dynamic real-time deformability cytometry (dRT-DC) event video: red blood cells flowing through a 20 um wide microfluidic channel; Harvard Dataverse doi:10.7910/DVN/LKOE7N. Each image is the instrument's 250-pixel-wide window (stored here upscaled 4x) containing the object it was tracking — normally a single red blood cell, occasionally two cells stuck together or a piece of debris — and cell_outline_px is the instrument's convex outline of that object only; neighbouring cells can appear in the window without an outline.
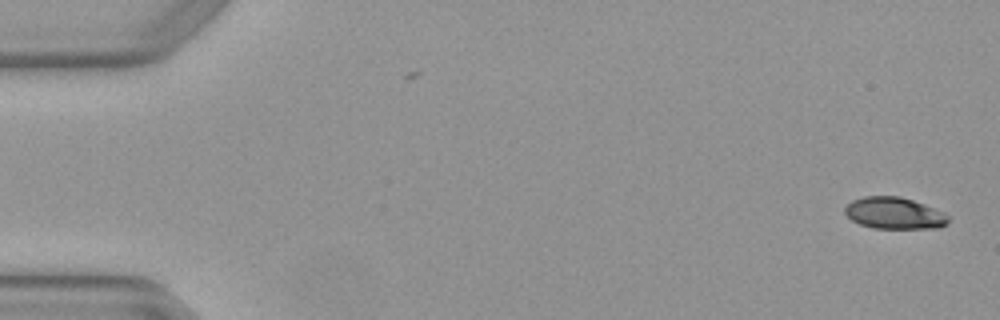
{"species": "Egyptian fruit bat (a non-hibernating species)", "species_latin": "Rousettus aegyptiacus", "temperature_condition": "warm", "stored_images_in_passage": 2, "camera_frame_rate_fps": 3000, "um_per_image_px": 0.085, "animal": {"sex": "female"}, "frame": {"image": 1, "passage_image": 2, "time_ms": 0.333, "image_size_px": [1000, 320], "cell_outline_px": [[948, 224], [940, 228], [872, 228], [860, 224], [852, 220], [844, 212], [844, 208], [852, 200], [864, 196], [900, 196], [924, 204], [944, 212], [948, 216]], "centroid_in_image_um": [76.02, 18.12], "position_along_channel_um": 9.0, "area_um2": 19.13}}